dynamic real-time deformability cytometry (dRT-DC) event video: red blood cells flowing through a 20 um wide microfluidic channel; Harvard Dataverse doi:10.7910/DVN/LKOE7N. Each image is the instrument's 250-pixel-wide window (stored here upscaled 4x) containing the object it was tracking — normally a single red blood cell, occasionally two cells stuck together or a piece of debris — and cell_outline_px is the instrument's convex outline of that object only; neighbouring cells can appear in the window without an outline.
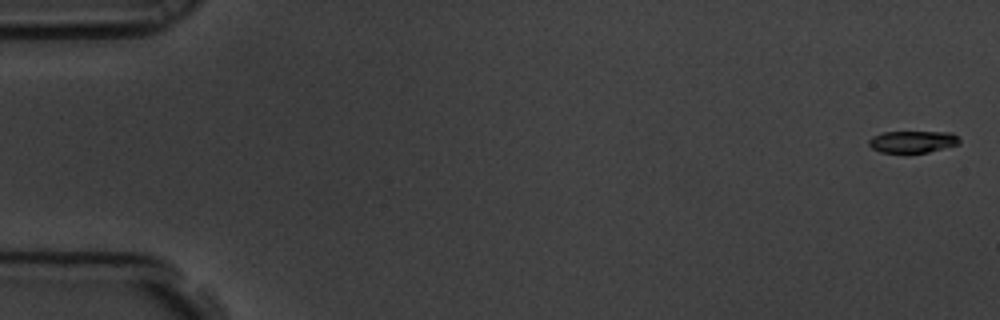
{"species": "common noctule bat (a hibernating species)", "species_latin": "Nyctalus noctula", "temperature_condition": "room temperature", "stored_images_in_passage": 3, "camera_frame_rate_fps": 3000, "um_per_image_px": 0.085, "animal": {"sex": "male", "body_mass_g": 19.5, "forearm_length_mm": 54.6}, "frame": {"image": 1, "passage_image": 1, "time_ms": 0.0, "image_size_px": [1000, 320], "cell_outline_px": [[960, 144], [928, 152], [880, 152], [872, 148], [868, 144], [868, 140], [872, 136], [884, 132], [952, 132], [960, 140]], "centroid_in_image_um": [77.57, 12.04], "position_along_channel_um": 7.4, "area_um2": 11.5}}